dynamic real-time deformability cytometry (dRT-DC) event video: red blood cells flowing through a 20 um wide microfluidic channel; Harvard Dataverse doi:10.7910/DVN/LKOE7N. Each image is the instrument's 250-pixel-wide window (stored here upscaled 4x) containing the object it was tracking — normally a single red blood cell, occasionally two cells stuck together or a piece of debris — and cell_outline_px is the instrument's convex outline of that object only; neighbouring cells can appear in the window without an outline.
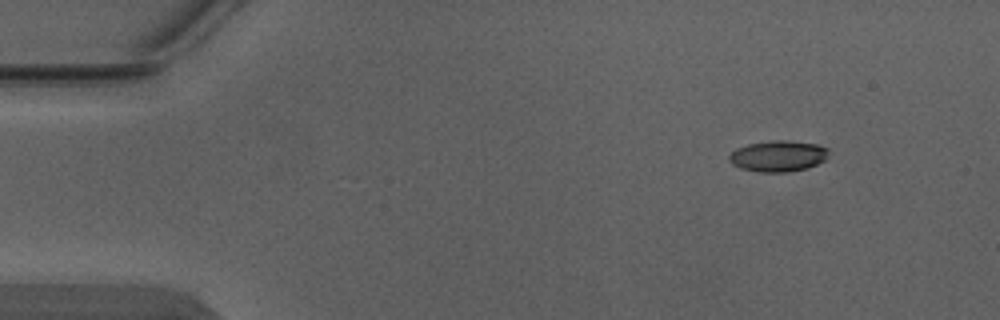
{"species": "Egyptian fruit bat (a non-hibernating species)", "species_latin": "Rousettus aegyptiacus", "temperature_condition": "warm", "stored_images_in_passage": 5, "camera_frame_rate_fps": 3000, "um_per_image_px": 0.085, "animal": {"sex": "male"}, "frame": {"image": 1, "passage_image": 1, "time_ms": 0.0, "image_size_px": [1000, 320], "cell_outline_px": [[828, 156], [824, 160], [808, 168], [788, 172], [760, 172], [740, 168], [732, 164], [728, 160], [728, 156], [736, 148], [748, 144], [772, 140], [788, 140], [820, 144], [828, 148]], "centroid_in_image_um": [66.15, 13.26], "position_along_channel_um": 18.9, "area_um2": 18.21}}
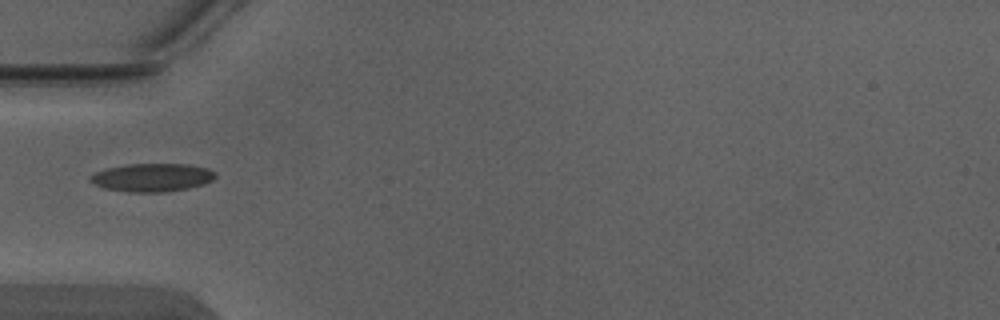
{"frame": {"image": 2, "passage_image": 4, "time_ms": 1.0, "image_size_px": [1000, 320], "cell_outline_px": [[216, 176], [212, 180], [204, 184], [188, 188], [164, 192], [128, 192], [104, 188], [92, 184], [88, 180], [88, 176], [96, 172], [108, 168], [128, 164], [188, 164], [208, 168], [216, 172]], "centroid_in_image_um": [12.91, 15.09], "position_along_channel_um": 72.1, "area_um2": 20.69}}
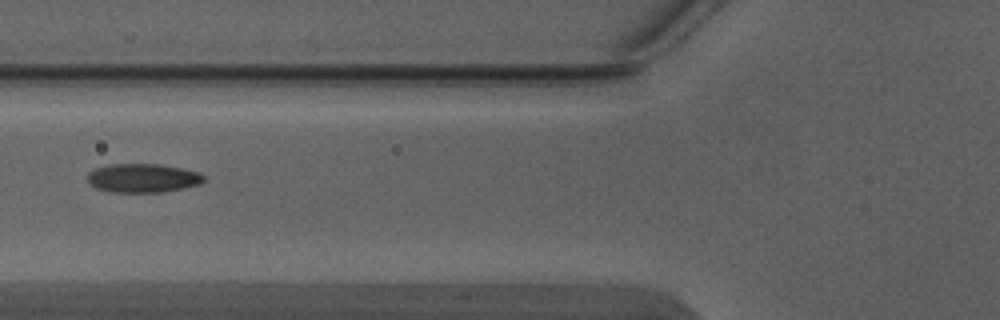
{"frame": {"image": 3, "passage_image": 5, "time_ms": 1.333, "image_size_px": [1000, 320], "cell_outline_px": [[204, 180], [200, 184], [184, 188], [160, 192], [112, 192], [96, 188], [88, 180], [88, 172], [96, 168], [108, 164], [160, 164], [200, 172], [204, 176]], "centroid_in_image_um": [12.15, 15.13], "position_along_channel_um": 113.7, "area_um2": 19.48}}